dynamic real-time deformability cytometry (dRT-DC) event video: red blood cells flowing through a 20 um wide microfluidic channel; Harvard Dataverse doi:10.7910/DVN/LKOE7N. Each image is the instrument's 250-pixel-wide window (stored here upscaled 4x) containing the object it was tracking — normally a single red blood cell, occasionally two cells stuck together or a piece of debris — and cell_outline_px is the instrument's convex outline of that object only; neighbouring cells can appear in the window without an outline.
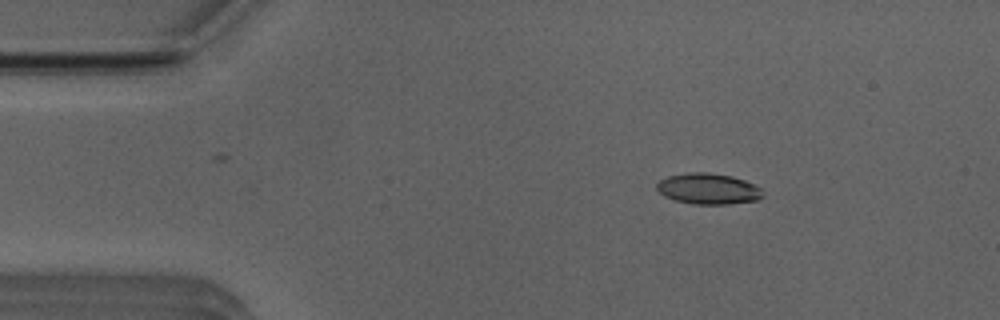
{"species": "Egyptian fruit bat (a non-hibernating species)", "species_latin": "Rousettus aegyptiacus", "temperature_condition": "room temperature", "stored_images_in_passage": 45, "camera_frame_rate_fps": 3000, "um_per_image_px": 0.085, "animal": {"sex": "male"}, "frame": {"image": 1, "passage_image": 1, "time_ms": 0.0, "image_size_px": [1000, 320], "cell_outline_px": [[764, 196], [756, 200], [728, 204], [692, 204], [676, 200], [664, 196], [656, 188], [656, 184], [660, 180], [668, 176], [688, 172], [708, 172], [732, 176], [744, 180], [760, 188]], "centroid_in_image_um": [60.18, 16.04], "position_along_channel_um": 24.8, "area_um2": 19.02}}
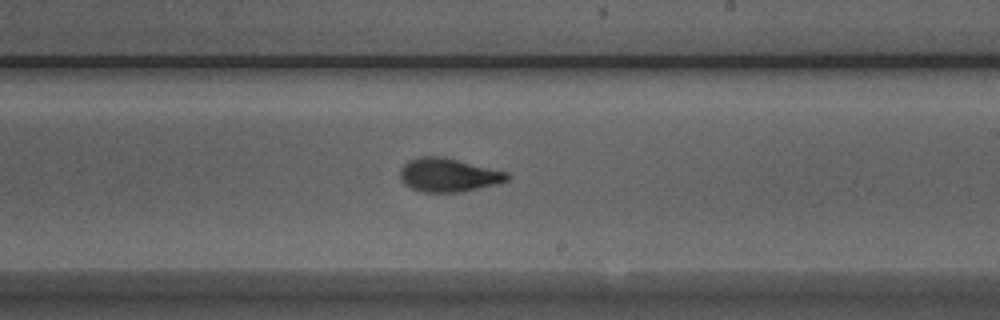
{"frame": {"image": 2, "passage_image": 23, "time_ms": 7.333, "image_size_px": [1000, 320], "cell_outline_px": [[508, 180], [500, 184], [460, 192], [424, 192], [412, 188], [404, 184], [400, 176], [400, 168], [408, 160], [420, 156], [444, 156], [508, 172]], "centroid_in_image_um": [38.12, 14.87], "position_along_channel_um": 250.9, "area_um2": 21.15}}
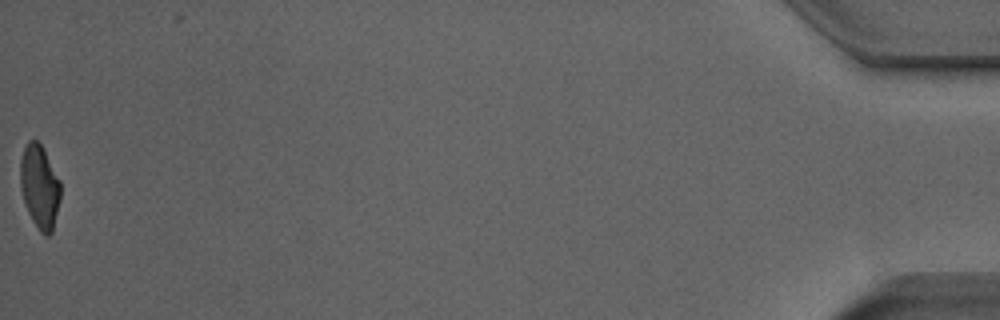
{"frame": {"image": 3, "passage_image": 45, "time_ms": 14.667, "image_size_px": [1000, 320], "cell_outline_px": [[60, 200], [52, 232], [48, 236], [44, 236], [40, 232], [32, 220], [28, 212], [20, 188], [20, 160], [24, 148], [28, 140], [36, 140], [40, 144], [60, 180]], "centroid_in_image_um": [3.36, 15.89], "position_along_channel_um": 431.8, "area_um2": 19.48}, "authors_computed_cell_mechanics": {"area_um2": 20.1722, "velocity_mm_per_s": 3.9421, "shape_relaxation_time_tau1_ms": 3.8616, "shape_relaxation_time_tau2_ms": 1.3528, "deformation_change_tau1": 0.1551, "deformation_change_tau2": 0.073}}